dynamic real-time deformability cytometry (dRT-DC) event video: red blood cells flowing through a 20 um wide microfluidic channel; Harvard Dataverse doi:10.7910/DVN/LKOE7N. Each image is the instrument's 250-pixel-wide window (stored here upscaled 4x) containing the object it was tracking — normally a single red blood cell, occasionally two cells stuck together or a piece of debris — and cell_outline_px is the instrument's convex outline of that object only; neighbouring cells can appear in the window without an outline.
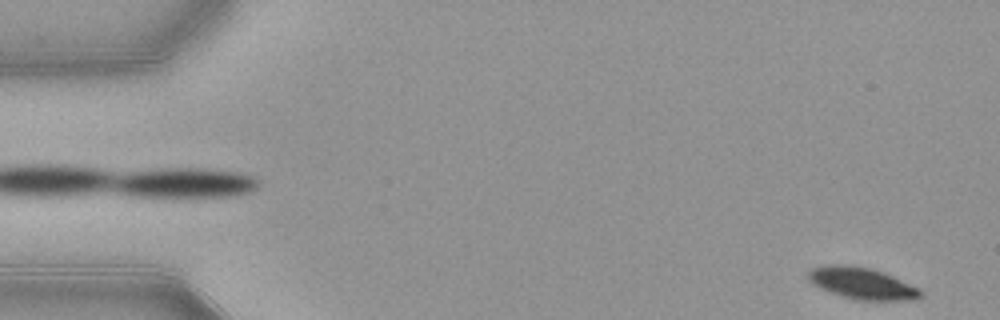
{"species": "common noctule bat (a hibernating species)", "species_latin": "Nyctalus noctula", "temperature_condition": "warm", "stored_images_in_passage": 52, "camera_frame_rate_fps": 3000, "um_per_image_px": 0.085, "animal": {"sex": "female", "body_mass_g": 21.9}, "frame": {"image": 1, "passage_image": 1, "time_ms": 0.0, "image_size_px": [1000, 320], "cell_outline_px": [[920, 296], [908, 300], [856, 300], [840, 296], [828, 292], [812, 284], [808, 280], [808, 272], [812, 268], [828, 264], [848, 264], [868, 268], [892, 276], [920, 288]], "centroid_in_image_um": [73.19, 24.08], "position_along_channel_um": 11.8, "area_um2": 20.58}}
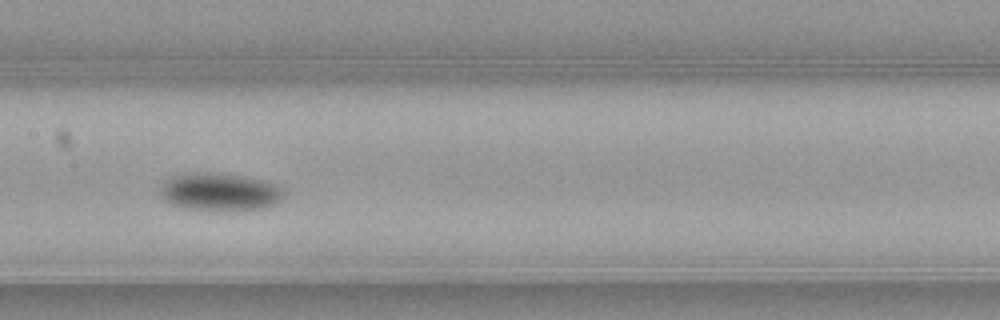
{"frame": {"image": 2, "passage_image": 25, "time_ms": 8.0, "image_size_px": [1000, 320], "cell_outline_px": [[284, 196], [276, 204], [268, 208], [184, 208], [172, 204], [164, 200], [160, 196], [160, 184], [164, 180], [172, 176], [204, 172], [208, 172], [236, 176], [260, 180], [272, 184], [280, 188], [284, 192]], "centroid_in_image_um": [18.62, 16.29], "position_along_channel_um": 188.8, "area_um2": 26.13}}
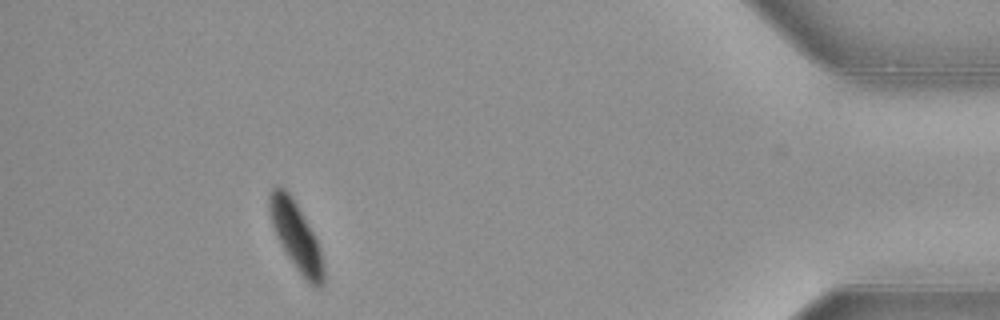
{"frame": {"image": 3, "passage_image": 47, "time_ms": 15.333, "image_size_px": [1000, 320], "cell_outline_px": [[324, 284], [320, 288], [316, 288], [296, 268], [288, 256], [276, 236], [272, 224], [268, 208], [268, 196], [272, 188], [280, 184], [292, 196], [316, 236], [320, 248], [324, 268]], "centroid_in_image_um": [25.16, 20.02], "position_along_channel_um": 410.0, "area_um2": 21.44}, "authors_computed_cell_mechanics": {"area_um2": 23.4668, "velocity_mm_per_s": 3.845, "shape_relaxation_time_tau1_ms": 3.0697, "shape_relaxation_time_tau2_ms": null, "deformation_change_tau1": 0.131, "deformation_change_tau2": null}}